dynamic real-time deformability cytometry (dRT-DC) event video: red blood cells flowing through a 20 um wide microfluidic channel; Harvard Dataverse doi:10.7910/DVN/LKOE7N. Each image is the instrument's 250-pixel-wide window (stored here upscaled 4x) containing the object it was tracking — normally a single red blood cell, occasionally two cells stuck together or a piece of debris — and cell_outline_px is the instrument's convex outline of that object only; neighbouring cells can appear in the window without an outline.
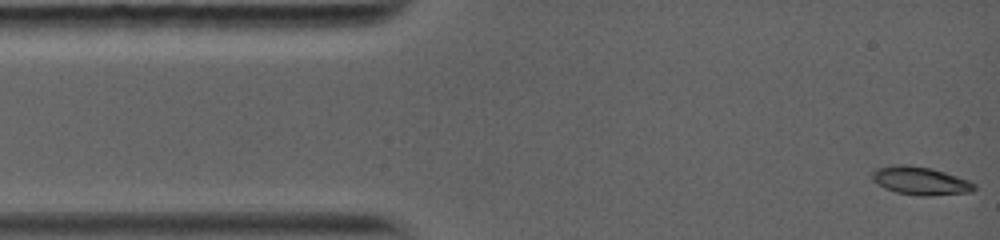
{"species": "common noctule bat (a hibernating species)", "species_latin": "Nyctalus noctula", "temperature_condition": "warm", "stored_images_in_passage": 48, "camera_frame_rate_fps": 5000, "um_per_image_px": 0.085, "animal": {"sex": "female", "body_mass_g": 19.0, "forearm_length_mm": 56.7}, "frame": {"image": 1, "passage_image": 1, "time_ms": 0.0, "image_size_px": [1000, 240], "cell_outline_px": [[976, 188], [972, 192], [928, 196], [920, 196], [896, 192], [884, 188], [872, 180], [872, 172], [876, 168], [896, 164], [904, 164], [932, 168], [968, 180], [976, 184]], "centroid_in_image_um": [78.23, 15.37], "position_along_channel_um": 6.8, "area_um2": 16.82}}
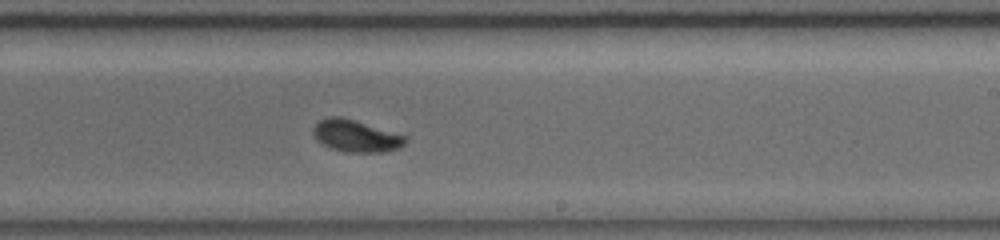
{"frame": {"image": 2, "passage_image": 28, "time_ms": 8.0, "image_size_px": [1000, 240], "cell_outline_px": [[408, 140], [400, 148], [384, 152], [348, 152], [328, 148], [316, 140], [312, 132], [312, 128], [320, 120], [328, 116], [340, 116], [356, 120], [408, 136]], "centroid_in_image_um": [30.26, 11.55], "position_along_channel_um": 258.7, "area_um2": 17.51}}
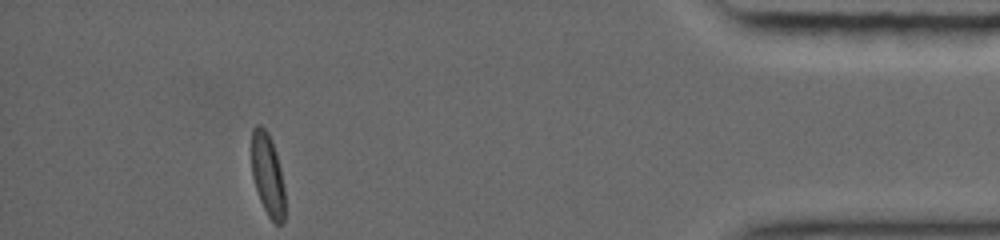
{"frame": {"image": 3, "passage_image": 48, "time_ms": 13.2, "image_size_px": [1000, 240], "cell_outline_px": [[284, 220], [280, 224], [276, 224], [268, 216], [260, 200], [252, 176], [252, 128], [256, 124], [260, 124], [268, 132], [272, 140], [276, 152], [280, 168], [284, 188]], "centroid_in_image_um": [22.74, 14.82], "position_along_channel_um": 412.5, "area_um2": 15.95}, "authors_computed_cell_mechanics": {"area_um2": 16.8487, "velocity_mm_per_s": 4.1042, "shape_relaxation_time_tau1_ms": 3.7302, "shape_relaxation_time_tau2_ms": null, "deformation_change_tau1": 0.1649, "deformation_change_tau2": null}}